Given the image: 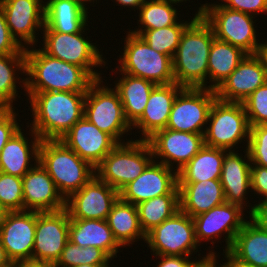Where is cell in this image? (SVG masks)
Instances as JSON below:
<instances>
[{
    "instance_id": "cell-29",
    "label": "cell",
    "mask_w": 267,
    "mask_h": 267,
    "mask_svg": "<svg viewBox=\"0 0 267 267\" xmlns=\"http://www.w3.org/2000/svg\"><path fill=\"white\" fill-rule=\"evenodd\" d=\"M45 26L60 33H78L88 26V8L75 0H48L45 2Z\"/></svg>"
},
{
    "instance_id": "cell-17",
    "label": "cell",
    "mask_w": 267,
    "mask_h": 267,
    "mask_svg": "<svg viewBox=\"0 0 267 267\" xmlns=\"http://www.w3.org/2000/svg\"><path fill=\"white\" fill-rule=\"evenodd\" d=\"M0 7L5 15L10 34L18 44L23 48L35 46L38 40L35 31L38 29L40 31L45 26V2L43 0H5L0 2Z\"/></svg>"
},
{
    "instance_id": "cell-44",
    "label": "cell",
    "mask_w": 267,
    "mask_h": 267,
    "mask_svg": "<svg viewBox=\"0 0 267 267\" xmlns=\"http://www.w3.org/2000/svg\"><path fill=\"white\" fill-rule=\"evenodd\" d=\"M220 5L245 14L254 16L259 13H267V0H221ZM254 12V13H253Z\"/></svg>"
},
{
    "instance_id": "cell-40",
    "label": "cell",
    "mask_w": 267,
    "mask_h": 267,
    "mask_svg": "<svg viewBox=\"0 0 267 267\" xmlns=\"http://www.w3.org/2000/svg\"><path fill=\"white\" fill-rule=\"evenodd\" d=\"M251 126L267 124V81L242 102Z\"/></svg>"
},
{
    "instance_id": "cell-25",
    "label": "cell",
    "mask_w": 267,
    "mask_h": 267,
    "mask_svg": "<svg viewBox=\"0 0 267 267\" xmlns=\"http://www.w3.org/2000/svg\"><path fill=\"white\" fill-rule=\"evenodd\" d=\"M29 131L31 142L20 128L3 147L0 153V172L22 178L34 166L29 164L30 161L38 162L41 138L31 128Z\"/></svg>"
},
{
    "instance_id": "cell-8",
    "label": "cell",
    "mask_w": 267,
    "mask_h": 267,
    "mask_svg": "<svg viewBox=\"0 0 267 267\" xmlns=\"http://www.w3.org/2000/svg\"><path fill=\"white\" fill-rule=\"evenodd\" d=\"M207 123L210 124L205 126V146L232 151L242 140L248 144L250 124L242 103L216 99Z\"/></svg>"
},
{
    "instance_id": "cell-19",
    "label": "cell",
    "mask_w": 267,
    "mask_h": 267,
    "mask_svg": "<svg viewBox=\"0 0 267 267\" xmlns=\"http://www.w3.org/2000/svg\"><path fill=\"white\" fill-rule=\"evenodd\" d=\"M166 194H180L177 172L153 160L141 175L119 192V197L123 201L138 205Z\"/></svg>"
},
{
    "instance_id": "cell-12",
    "label": "cell",
    "mask_w": 267,
    "mask_h": 267,
    "mask_svg": "<svg viewBox=\"0 0 267 267\" xmlns=\"http://www.w3.org/2000/svg\"><path fill=\"white\" fill-rule=\"evenodd\" d=\"M216 92L209 88L184 87L176 96L166 128L204 134Z\"/></svg>"
},
{
    "instance_id": "cell-50",
    "label": "cell",
    "mask_w": 267,
    "mask_h": 267,
    "mask_svg": "<svg viewBox=\"0 0 267 267\" xmlns=\"http://www.w3.org/2000/svg\"><path fill=\"white\" fill-rule=\"evenodd\" d=\"M258 48L256 55L260 58L267 76V40Z\"/></svg>"
},
{
    "instance_id": "cell-57",
    "label": "cell",
    "mask_w": 267,
    "mask_h": 267,
    "mask_svg": "<svg viewBox=\"0 0 267 267\" xmlns=\"http://www.w3.org/2000/svg\"><path fill=\"white\" fill-rule=\"evenodd\" d=\"M73 267H102L101 265L81 264Z\"/></svg>"
},
{
    "instance_id": "cell-32",
    "label": "cell",
    "mask_w": 267,
    "mask_h": 267,
    "mask_svg": "<svg viewBox=\"0 0 267 267\" xmlns=\"http://www.w3.org/2000/svg\"><path fill=\"white\" fill-rule=\"evenodd\" d=\"M247 53L230 43L214 39L208 58V77L206 88L216 90L220 84L237 68ZM207 86V83H210Z\"/></svg>"
},
{
    "instance_id": "cell-36",
    "label": "cell",
    "mask_w": 267,
    "mask_h": 267,
    "mask_svg": "<svg viewBox=\"0 0 267 267\" xmlns=\"http://www.w3.org/2000/svg\"><path fill=\"white\" fill-rule=\"evenodd\" d=\"M195 19L193 17L190 22L182 20L174 25L153 30H130L131 33L141 36L148 45L159 53L166 54L173 58L185 28Z\"/></svg>"
},
{
    "instance_id": "cell-21",
    "label": "cell",
    "mask_w": 267,
    "mask_h": 267,
    "mask_svg": "<svg viewBox=\"0 0 267 267\" xmlns=\"http://www.w3.org/2000/svg\"><path fill=\"white\" fill-rule=\"evenodd\" d=\"M22 189L24 210L55 212L65 209V199L39 161L22 177Z\"/></svg>"
},
{
    "instance_id": "cell-14",
    "label": "cell",
    "mask_w": 267,
    "mask_h": 267,
    "mask_svg": "<svg viewBox=\"0 0 267 267\" xmlns=\"http://www.w3.org/2000/svg\"><path fill=\"white\" fill-rule=\"evenodd\" d=\"M153 158L156 162L165 164L178 172L184 167L205 145L204 134L179 132L171 129H162L147 139ZM173 161V163H172ZM177 163V165H176ZM176 165L173 168V165Z\"/></svg>"
},
{
    "instance_id": "cell-58",
    "label": "cell",
    "mask_w": 267,
    "mask_h": 267,
    "mask_svg": "<svg viewBox=\"0 0 267 267\" xmlns=\"http://www.w3.org/2000/svg\"><path fill=\"white\" fill-rule=\"evenodd\" d=\"M5 267H20V263L19 262H13L11 261L7 266Z\"/></svg>"
},
{
    "instance_id": "cell-46",
    "label": "cell",
    "mask_w": 267,
    "mask_h": 267,
    "mask_svg": "<svg viewBox=\"0 0 267 267\" xmlns=\"http://www.w3.org/2000/svg\"><path fill=\"white\" fill-rule=\"evenodd\" d=\"M249 212V218L258 225L261 229L267 232V201H260L259 203L251 205Z\"/></svg>"
},
{
    "instance_id": "cell-26",
    "label": "cell",
    "mask_w": 267,
    "mask_h": 267,
    "mask_svg": "<svg viewBox=\"0 0 267 267\" xmlns=\"http://www.w3.org/2000/svg\"><path fill=\"white\" fill-rule=\"evenodd\" d=\"M178 188L180 209L192 218L226 202L220 180L178 182Z\"/></svg>"
},
{
    "instance_id": "cell-22",
    "label": "cell",
    "mask_w": 267,
    "mask_h": 267,
    "mask_svg": "<svg viewBox=\"0 0 267 267\" xmlns=\"http://www.w3.org/2000/svg\"><path fill=\"white\" fill-rule=\"evenodd\" d=\"M267 81L266 72L256 54H247L237 68L215 90L218 100L242 103Z\"/></svg>"
},
{
    "instance_id": "cell-54",
    "label": "cell",
    "mask_w": 267,
    "mask_h": 267,
    "mask_svg": "<svg viewBox=\"0 0 267 267\" xmlns=\"http://www.w3.org/2000/svg\"><path fill=\"white\" fill-rule=\"evenodd\" d=\"M7 210L0 204V224L4 220Z\"/></svg>"
},
{
    "instance_id": "cell-5",
    "label": "cell",
    "mask_w": 267,
    "mask_h": 267,
    "mask_svg": "<svg viewBox=\"0 0 267 267\" xmlns=\"http://www.w3.org/2000/svg\"><path fill=\"white\" fill-rule=\"evenodd\" d=\"M154 160L147 140H128L119 143L95 167V175L120 192L135 180Z\"/></svg>"
},
{
    "instance_id": "cell-33",
    "label": "cell",
    "mask_w": 267,
    "mask_h": 267,
    "mask_svg": "<svg viewBox=\"0 0 267 267\" xmlns=\"http://www.w3.org/2000/svg\"><path fill=\"white\" fill-rule=\"evenodd\" d=\"M227 150L203 146V148L177 172L178 182L219 180L224 155Z\"/></svg>"
},
{
    "instance_id": "cell-34",
    "label": "cell",
    "mask_w": 267,
    "mask_h": 267,
    "mask_svg": "<svg viewBox=\"0 0 267 267\" xmlns=\"http://www.w3.org/2000/svg\"><path fill=\"white\" fill-rule=\"evenodd\" d=\"M19 71L25 74V53L0 55V109H14L13 102L19 92L17 82L22 83L20 86L25 91L26 81L25 78L19 81Z\"/></svg>"
},
{
    "instance_id": "cell-42",
    "label": "cell",
    "mask_w": 267,
    "mask_h": 267,
    "mask_svg": "<svg viewBox=\"0 0 267 267\" xmlns=\"http://www.w3.org/2000/svg\"><path fill=\"white\" fill-rule=\"evenodd\" d=\"M14 109H0V153L9 139L21 128Z\"/></svg>"
},
{
    "instance_id": "cell-23",
    "label": "cell",
    "mask_w": 267,
    "mask_h": 267,
    "mask_svg": "<svg viewBox=\"0 0 267 267\" xmlns=\"http://www.w3.org/2000/svg\"><path fill=\"white\" fill-rule=\"evenodd\" d=\"M181 85H157L151 92L143 114L131 125L140 129L142 137L147 140L155 132L165 129L177 94L183 89Z\"/></svg>"
},
{
    "instance_id": "cell-28",
    "label": "cell",
    "mask_w": 267,
    "mask_h": 267,
    "mask_svg": "<svg viewBox=\"0 0 267 267\" xmlns=\"http://www.w3.org/2000/svg\"><path fill=\"white\" fill-rule=\"evenodd\" d=\"M229 253L253 267H267V232L250 218L235 236Z\"/></svg>"
},
{
    "instance_id": "cell-16",
    "label": "cell",
    "mask_w": 267,
    "mask_h": 267,
    "mask_svg": "<svg viewBox=\"0 0 267 267\" xmlns=\"http://www.w3.org/2000/svg\"><path fill=\"white\" fill-rule=\"evenodd\" d=\"M70 217L66 209L37 212L32 258L56 263L69 241Z\"/></svg>"
},
{
    "instance_id": "cell-27",
    "label": "cell",
    "mask_w": 267,
    "mask_h": 267,
    "mask_svg": "<svg viewBox=\"0 0 267 267\" xmlns=\"http://www.w3.org/2000/svg\"><path fill=\"white\" fill-rule=\"evenodd\" d=\"M68 239L80 247L99 248L111 259L117 257L118 249L122 247L106 220L70 219Z\"/></svg>"
},
{
    "instance_id": "cell-13",
    "label": "cell",
    "mask_w": 267,
    "mask_h": 267,
    "mask_svg": "<svg viewBox=\"0 0 267 267\" xmlns=\"http://www.w3.org/2000/svg\"><path fill=\"white\" fill-rule=\"evenodd\" d=\"M119 192L94 175L65 200L70 219L106 220Z\"/></svg>"
},
{
    "instance_id": "cell-52",
    "label": "cell",
    "mask_w": 267,
    "mask_h": 267,
    "mask_svg": "<svg viewBox=\"0 0 267 267\" xmlns=\"http://www.w3.org/2000/svg\"><path fill=\"white\" fill-rule=\"evenodd\" d=\"M206 254L207 255H204L205 257H201L202 259L198 258V260H197V258H196L188 267H203L210 260L209 253H206Z\"/></svg>"
},
{
    "instance_id": "cell-51",
    "label": "cell",
    "mask_w": 267,
    "mask_h": 267,
    "mask_svg": "<svg viewBox=\"0 0 267 267\" xmlns=\"http://www.w3.org/2000/svg\"><path fill=\"white\" fill-rule=\"evenodd\" d=\"M119 6H123L124 8L127 6L128 8H134L133 10L135 11L141 7V5L146 1V0H115Z\"/></svg>"
},
{
    "instance_id": "cell-56",
    "label": "cell",
    "mask_w": 267,
    "mask_h": 267,
    "mask_svg": "<svg viewBox=\"0 0 267 267\" xmlns=\"http://www.w3.org/2000/svg\"><path fill=\"white\" fill-rule=\"evenodd\" d=\"M164 1H167L169 2L170 4H175L174 6H176L177 3H181V2H186V1H189V0H164Z\"/></svg>"
},
{
    "instance_id": "cell-38",
    "label": "cell",
    "mask_w": 267,
    "mask_h": 267,
    "mask_svg": "<svg viewBox=\"0 0 267 267\" xmlns=\"http://www.w3.org/2000/svg\"><path fill=\"white\" fill-rule=\"evenodd\" d=\"M110 260L112 259L99 248L80 247L68 241L55 265L56 267H73L81 264H92L110 267Z\"/></svg>"
},
{
    "instance_id": "cell-45",
    "label": "cell",
    "mask_w": 267,
    "mask_h": 267,
    "mask_svg": "<svg viewBox=\"0 0 267 267\" xmlns=\"http://www.w3.org/2000/svg\"><path fill=\"white\" fill-rule=\"evenodd\" d=\"M251 190L267 201V167L251 165Z\"/></svg>"
},
{
    "instance_id": "cell-2",
    "label": "cell",
    "mask_w": 267,
    "mask_h": 267,
    "mask_svg": "<svg viewBox=\"0 0 267 267\" xmlns=\"http://www.w3.org/2000/svg\"><path fill=\"white\" fill-rule=\"evenodd\" d=\"M30 48L25 49L27 94L50 91L87 92L95 81L82 67L54 58L42 49H34L33 46Z\"/></svg>"
},
{
    "instance_id": "cell-47",
    "label": "cell",
    "mask_w": 267,
    "mask_h": 267,
    "mask_svg": "<svg viewBox=\"0 0 267 267\" xmlns=\"http://www.w3.org/2000/svg\"><path fill=\"white\" fill-rule=\"evenodd\" d=\"M157 259H161L158 262L157 267H188L194 260H190V257L185 256H172V255H154Z\"/></svg>"
},
{
    "instance_id": "cell-1",
    "label": "cell",
    "mask_w": 267,
    "mask_h": 267,
    "mask_svg": "<svg viewBox=\"0 0 267 267\" xmlns=\"http://www.w3.org/2000/svg\"><path fill=\"white\" fill-rule=\"evenodd\" d=\"M27 95L34 118L30 127L41 140H59L84 117L86 92L50 91Z\"/></svg>"
},
{
    "instance_id": "cell-31",
    "label": "cell",
    "mask_w": 267,
    "mask_h": 267,
    "mask_svg": "<svg viewBox=\"0 0 267 267\" xmlns=\"http://www.w3.org/2000/svg\"><path fill=\"white\" fill-rule=\"evenodd\" d=\"M106 221L114 238L121 246H130L138 239L146 241V234L141 228L136 205L123 201L119 197L112 206Z\"/></svg>"
},
{
    "instance_id": "cell-6",
    "label": "cell",
    "mask_w": 267,
    "mask_h": 267,
    "mask_svg": "<svg viewBox=\"0 0 267 267\" xmlns=\"http://www.w3.org/2000/svg\"><path fill=\"white\" fill-rule=\"evenodd\" d=\"M123 55L119 57V73L146 79L155 85L175 83L172 57L152 49L139 35L130 31L124 41Z\"/></svg>"
},
{
    "instance_id": "cell-35",
    "label": "cell",
    "mask_w": 267,
    "mask_h": 267,
    "mask_svg": "<svg viewBox=\"0 0 267 267\" xmlns=\"http://www.w3.org/2000/svg\"><path fill=\"white\" fill-rule=\"evenodd\" d=\"M136 206L141 228L147 234L180 210V194L161 195Z\"/></svg>"
},
{
    "instance_id": "cell-59",
    "label": "cell",
    "mask_w": 267,
    "mask_h": 267,
    "mask_svg": "<svg viewBox=\"0 0 267 267\" xmlns=\"http://www.w3.org/2000/svg\"><path fill=\"white\" fill-rule=\"evenodd\" d=\"M203 267H216V265L211 260H209Z\"/></svg>"
},
{
    "instance_id": "cell-24",
    "label": "cell",
    "mask_w": 267,
    "mask_h": 267,
    "mask_svg": "<svg viewBox=\"0 0 267 267\" xmlns=\"http://www.w3.org/2000/svg\"><path fill=\"white\" fill-rule=\"evenodd\" d=\"M244 151L245 159L234 149L224 155L219 179L223 186L226 202L239 205L243 209L246 206L250 207L246 203L245 196L251 189V161L247 149Z\"/></svg>"
},
{
    "instance_id": "cell-41",
    "label": "cell",
    "mask_w": 267,
    "mask_h": 267,
    "mask_svg": "<svg viewBox=\"0 0 267 267\" xmlns=\"http://www.w3.org/2000/svg\"><path fill=\"white\" fill-rule=\"evenodd\" d=\"M245 148L249 153L251 165L267 167V124L250 127V136Z\"/></svg>"
},
{
    "instance_id": "cell-4",
    "label": "cell",
    "mask_w": 267,
    "mask_h": 267,
    "mask_svg": "<svg viewBox=\"0 0 267 267\" xmlns=\"http://www.w3.org/2000/svg\"><path fill=\"white\" fill-rule=\"evenodd\" d=\"M38 159L65 200L95 175V168L61 140H41Z\"/></svg>"
},
{
    "instance_id": "cell-3",
    "label": "cell",
    "mask_w": 267,
    "mask_h": 267,
    "mask_svg": "<svg viewBox=\"0 0 267 267\" xmlns=\"http://www.w3.org/2000/svg\"><path fill=\"white\" fill-rule=\"evenodd\" d=\"M215 39L211 25L195 18L183 31L172 58L175 83L182 87L206 88L208 58Z\"/></svg>"
},
{
    "instance_id": "cell-49",
    "label": "cell",
    "mask_w": 267,
    "mask_h": 267,
    "mask_svg": "<svg viewBox=\"0 0 267 267\" xmlns=\"http://www.w3.org/2000/svg\"><path fill=\"white\" fill-rule=\"evenodd\" d=\"M18 262L20 263V267H56L55 263L33 258L21 260Z\"/></svg>"
},
{
    "instance_id": "cell-11",
    "label": "cell",
    "mask_w": 267,
    "mask_h": 267,
    "mask_svg": "<svg viewBox=\"0 0 267 267\" xmlns=\"http://www.w3.org/2000/svg\"><path fill=\"white\" fill-rule=\"evenodd\" d=\"M153 255L191 257L200 246L195 236L193 218L178 210L146 234V241ZM196 250V251H195Z\"/></svg>"
},
{
    "instance_id": "cell-43",
    "label": "cell",
    "mask_w": 267,
    "mask_h": 267,
    "mask_svg": "<svg viewBox=\"0 0 267 267\" xmlns=\"http://www.w3.org/2000/svg\"><path fill=\"white\" fill-rule=\"evenodd\" d=\"M25 49L11 36L5 15L0 7V55L25 53Z\"/></svg>"
},
{
    "instance_id": "cell-39",
    "label": "cell",
    "mask_w": 267,
    "mask_h": 267,
    "mask_svg": "<svg viewBox=\"0 0 267 267\" xmlns=\"http://www.w3.org/2000/svg\"><path fill=\"white\" fill-rule=\"evenodd\" d=\"M0 204L7 211H23L22 178L0 172Z\"/></svg>"
},
{
    "instance_id": "cell-48",
    "label": "cell",
    "mask_w": 267,
    "mask_h": 267,
    "mask_svg": "<svg viewBox=\"0 0 267 267\" xmlns=\"http://www.w3.org/2000/svg\"><path fill=\"white\" fill-rule=\"evenodd\" d=\"M214 250L209 251V255H210V260L216 265V267H253L251 265H247L245 263H242L240 261H238L236 258H234L229 252H223L225 254L224 258L227 259V261L223 264L217 265L219 264V262H217L218 259H216L218 257V255H216L215 252H212Z\"/></svg>"
},
{
    "instance_id": "cell-30",
    "label": "cell",
    "mask_w": 267,
    "mask_h": 267,
    "mask_svg": "<svg viewBox=\"0 0 267 267\" xmlns=\"http://www.w3.org/2000/svg\"><path fill=\"white\" fill-rule=\"evenodd\" d=\"M121 75L113 88L119 94L126 120L132 125L143 114L149 96L157 85L126 73Z\"/></svg>"
},
{
    "instance_id": "cell-7",
    "label": "cell",
    "mask_w": 267,
    "mask_h": 267,
    "mask_svg": "<svg viewBox=\"0 0 267 267\" xmlns=\"http://www.w3.org/2000/svg\"><path fill=\"white\" fill-rule=\"evenodd\" d=\"M198 9L194 17H203L211 25L216 39L230 43L247 54H256L262 43L257 41L254 16L226 8L220 3H205Z\"/></svg>"
},
{
    "instance_id": "cell-37",
    "label": "cell",
    "mask_w": 267,
    "mask_h": 267,
    "mask_svg": "<svg viewBox=\"0 0 267 267\" xmlns=\"http://www.w3.org/2000/svg\"><path fill=\"white\" fill-rule=\"evenodd\" d=\"M139 10L137 30H153L174 25L178 22V10L173 4L164 0H146Z\"/></svg>"
},
{
    "instance_id": "cell-18",
    "label": "cell",
    "mask_w": 267,
    "mask_h": 267,
    "mask_svg": "<svg viewBox=\"0 0 267 267\" xmlns=\"http://www.w3.org/2000/svg\"><path fill=\"white\" fill-rule=\"evenodd\" d=\"M36 219L37 211H7L0 224V243L11 261L32 258Z\"/></svg>"
},
{
    "instance_id": "cell-53",
    "label": "cell",
    "mask_w": 267,
    "mask_h": 267,
    "mask_svg": "<svg viewBox=\"0 0 267 267\" xmlns=\"http://www.w3.org/2000/svg\"><path fill=\"white\" fill-rule=\"evenodd\" d=\"M11 260L7 257L6 252L2 244L0 243V267L7 266Z\"/></svg>"
},
{
    "instance_id": "cell-9",
    "label": "cell",
    "mask_w": 267,
    "mask_h": 267,
    "mask_svg": "<svg viewBox=\"0 0 267 267\" xmlns=\"http://www.w3.org/2000/svg\"><path fill=\"white\" fill-rule=\"evenodd\" d=\"M102 79L95 80L86 92L84 117L101 131L111 135L118 143H125L121 138L124 137L123 134L131 131L132 127L125 118L118 92L102 85Z\"/></svg>"
},
{
    "instance_id": "cell-15",
    "label": "cell",
    "mask_w": 267,
    "mask_h": 267,
    "mask_svg": "<svg viewBox=\"0 0 267 267\" xmlns=\"http://www.w3.org/2000/svg\"><path fill=\"white\" fill-rule=\"evenodd\" d=\"M243 208L236 204L224 202L215 206L207 212L198 214L193 217L195 226V236L199 245L202 241H210L221 238L222 233L225 235V250L229 252L235 236L246 223L243 218Z\"/></svg>"
},
{
    "instance_id": "cell-10",
    "label": "cell",
    "mask_w": 267,
    "mask_h": 267,
    "mask_svg": "<svg viewBox=\"0 0 267 267\" xmlns=\"http://www.w3.org/2000/svg\"><path fill=\"white\" fill-rule=\"evenodd\" d=\"M43 48L46 54L70 64L82 67L94 80L101 79V73L94 70L106 66L105 58L98 46L85 39V28L78 33H60L52 29H43ZM103 58V59H102Z\"/></svg>"
},
{
    "instance_id": "cell-55",
    "label": "cell",
    "mask_w": 267,
    "mask_h": 267,
    "mask_svg": "<svg viewBox=\"0 0 267 267\" xmlns=\"http://www.w3.org/2000/svg\"><path fill=\"white\" fill-rule=\"evenodd\" d=\"M75 1H77L78 3H80L84 8H87L86 5H87L88 3H86V2H90V3L93 2V4H94V0H75ZM95 1H96V4H97V1H98V0H95Z\"/></svg>"
},
{
    "instance_id": "cell-20",
    "label": "cell",
    "mask_w": 267,
    "mask_h": 267,
    "mask_svg": "<svg viewBox=\"0 0 267 267\" xmlns=\"http://www.w3.org/2000/svg\"><path fill=\"white\" fill-rule=\"evenodd\" d=\"M59 140L94 168L119 144L85 117L77 121Z\"/></svg>"
}]
</instances>
